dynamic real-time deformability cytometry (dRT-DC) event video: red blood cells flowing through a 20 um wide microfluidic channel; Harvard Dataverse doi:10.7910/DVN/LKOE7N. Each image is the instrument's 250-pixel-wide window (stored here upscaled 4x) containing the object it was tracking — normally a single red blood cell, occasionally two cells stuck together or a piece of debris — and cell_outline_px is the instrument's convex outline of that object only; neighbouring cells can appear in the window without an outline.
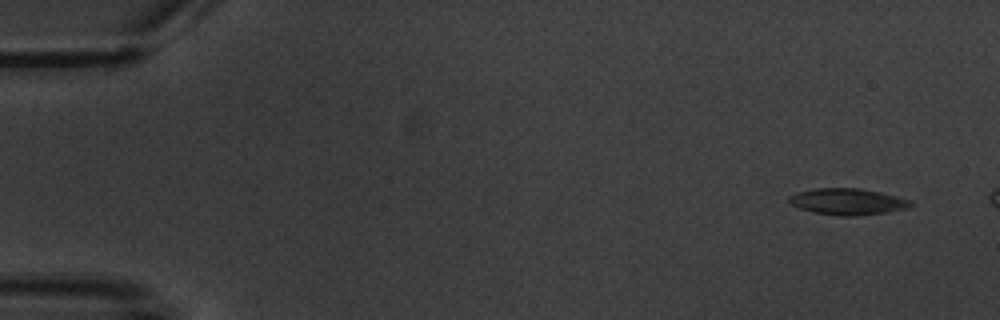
{"species": "common noctule bat (a hibernating species)", "species_latin": "Nyctalus noctula", "temperature_condition": "warm", "stored_images_in_passage": 4, "camera_frame_rate_fps": 3000, "um_per_image_px": 0.085, "animal": {"sex": "male", "body_mass_g": 20.1, "forearm_length_mm": 53.5}, "frame": {"image": 1, "passage_image": 1, "time_ms": 0.0, "image_size_px": [1000, 320], "cell_outline_px": [[916, 204], [912, 208], [856, 216], [840, 216], [812, 212], [800, 208], [792, 204], [788, 200], [788, 196], [800, 192], [816, 188], [860, 188], [880, 192], [912, 200]], "centroid_in_image_um": [72.12, 17.14], "position_along_channel_um": 12.9, "area_um2": 18.79}}